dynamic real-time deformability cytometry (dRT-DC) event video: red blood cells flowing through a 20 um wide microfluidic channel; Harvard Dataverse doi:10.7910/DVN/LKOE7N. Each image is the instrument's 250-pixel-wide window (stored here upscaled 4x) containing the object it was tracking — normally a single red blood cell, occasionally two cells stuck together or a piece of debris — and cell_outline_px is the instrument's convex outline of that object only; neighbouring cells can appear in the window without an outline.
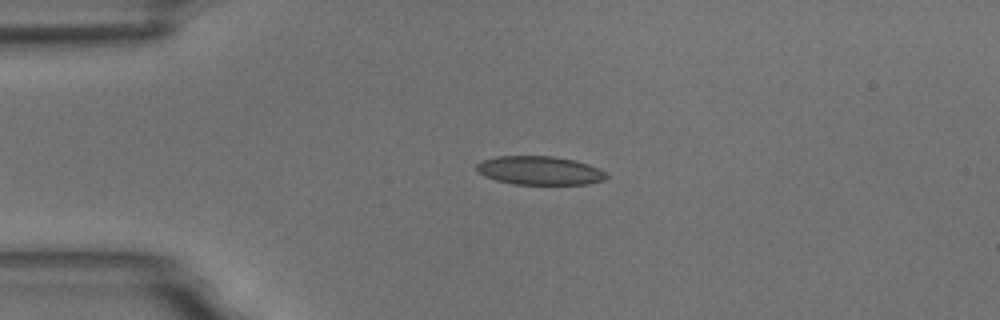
{"species": "common noctule bat (a hibernating species)", "species_latin": "Nyctalus noctula", "temperature_condition": "room temperature", "stored_images_in_passage": 16, "camera_frame_rate_fps": 3000, "um_per_image_px": 0.085, "animal": {"sex": "male", "body_mass_g": 18.8}, "frame": {"image": 1, "passage_image": 1, "time_ms": 0.0, "image_size_px": [1000, 320], "cell_outline_px": [[608, 176], [604, 180], [588, 184], [516, 184], [496, 180], [484, 176], [476, 168], [476, 164], [480, 160], [496, 156], [552, 156], [576, 160], [588, 164], [604, 172]], "centroid_in_image_um": [45.84, 14.48], "position_along_channel_um": 39.2, "area_um2": 21.62}}